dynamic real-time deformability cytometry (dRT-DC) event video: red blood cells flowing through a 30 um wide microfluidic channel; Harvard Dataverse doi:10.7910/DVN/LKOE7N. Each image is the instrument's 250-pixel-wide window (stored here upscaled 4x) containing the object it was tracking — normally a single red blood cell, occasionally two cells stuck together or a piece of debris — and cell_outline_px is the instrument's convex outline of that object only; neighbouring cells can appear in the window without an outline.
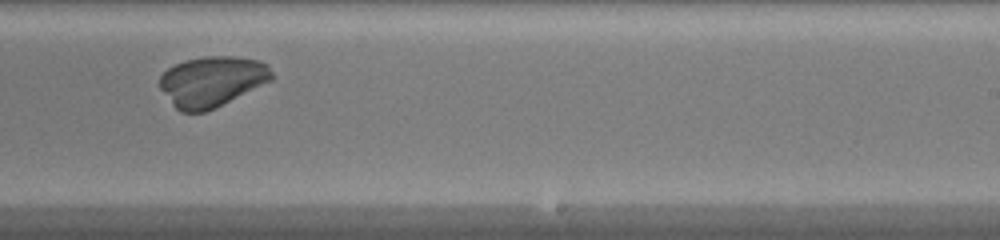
{"species": "common noctule bat (a hibernating species)", "species_latin": "Nyctalus noctula", "temperature_condition": "warm", "stored_images_in_passage": 27, "camera_frame_rate_fps": 3000, "um_per_image_px": 0.085, "animal": {"sex": "female", "body_mass_g": 20.0, "forearm_length_mm": 54.0}, "frame": {"image": 1, "passage_image": 18, "time_ms": 5.667, "image_size_px": [1000, 240], "cell_outline_px": [[276, 76], [272, 80], [204, 112], [180, 112], [172, 104], [160, 88], [160, 76], [168, 68], [184, 60], [204, 56], [232, 56], [260, 60], [268, 64]], "centroid_in_image_um": [18.03, 6.89], "position_along_channel_um": 271.0, "area_um2": 32.77}}
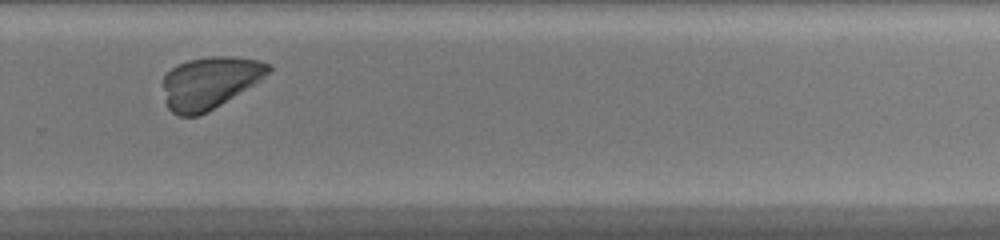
{"frame": {"image": 2, "passage_image": 21, "time_ms": 6.667, "image_size_px": [1000, 240], "cell_outline_px": [[272, 68], [264, 76], [252, 84], [208, 112], [196, 116], [180, 116], [172, 112], [168, 108], [164, 88], [164, 76], [176, 64], [188, 60], [208, 56], [228, 56], [260, 60], [272, 64]], "centroid_in_image_um": [17.81, 7.0], "position_along_channel_um": 312.0, "area_um2": 31.44}}
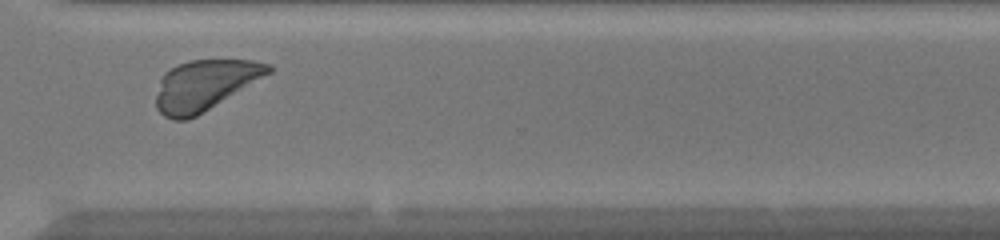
{"frame": {"image": 3, "passage_image": 24, "time_ms": 7.667, "image_size_px": [1000, 240], "cell_outline_px": [[272, 72], [196, 116], [188, 120], [172, 120], [164, 116], [156, 108], [156, 96], [160, 80], [164, 72], [176, 64], [188, 60], [252, 60], [272, 64]], "centroid_in_image_um": [17.38, 7.23], "position_along_channel_um": 353.2, "area_um2": 32.89}}